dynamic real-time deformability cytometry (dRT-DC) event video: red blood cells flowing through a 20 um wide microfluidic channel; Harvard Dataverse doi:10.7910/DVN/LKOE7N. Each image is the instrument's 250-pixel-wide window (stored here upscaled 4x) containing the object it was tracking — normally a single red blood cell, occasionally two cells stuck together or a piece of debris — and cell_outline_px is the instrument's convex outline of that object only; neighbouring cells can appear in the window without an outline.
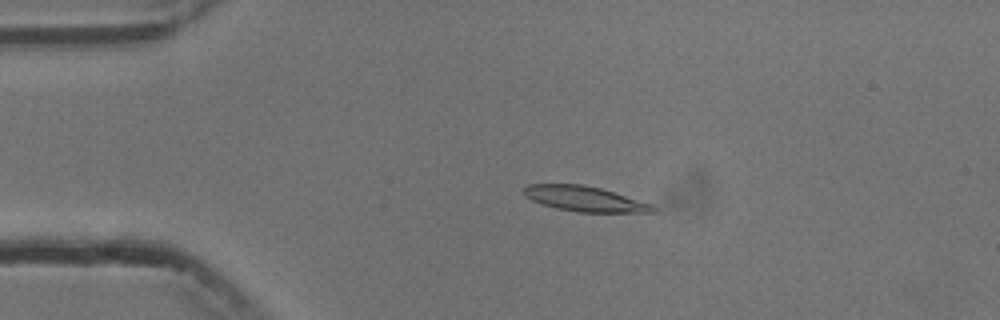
{"species": "common noctule bat (a hibernating species)", "species_latin": "Nyctalus noctula", "temperature_condition": "cold", "stored_images_in_passage": 4, "camera_frame_rate_fps": 3000, "um_per_image_px": 0.085, "animal": {"sex": "male", "body_mass_g": 13.3}, "frame": {"image": 1, "passage_image": 2, "time_ms": 2.0, "image_size_px": [1000, 320], "cell_outline_px": [[656, 212], [580, 212], [556, 208], [540, 204], [524, 196], [520, 192], [528, 184], [584, 184], [600, 188], [652, 204], [656, 208]], "centroid_in_image_um": [49.64, 16.89], "position_along_channel_um": 35.4, "area_um2": 18.96}}